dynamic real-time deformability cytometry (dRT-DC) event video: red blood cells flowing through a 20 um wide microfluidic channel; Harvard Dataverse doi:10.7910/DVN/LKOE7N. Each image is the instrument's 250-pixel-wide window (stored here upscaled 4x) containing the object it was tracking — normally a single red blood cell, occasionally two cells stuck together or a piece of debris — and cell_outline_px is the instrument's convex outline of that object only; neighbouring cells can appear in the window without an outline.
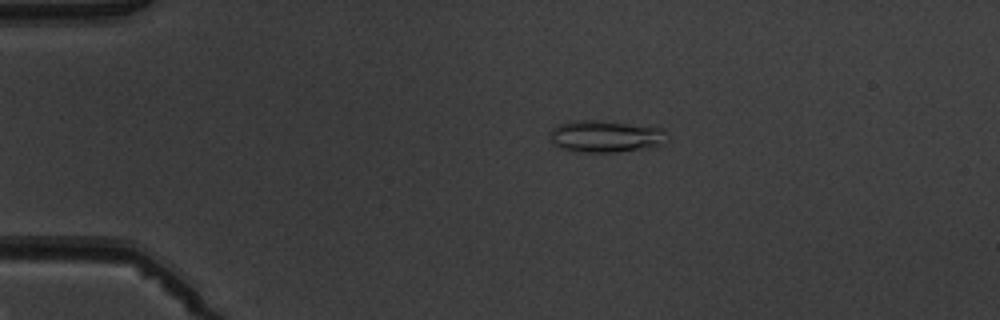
{"species": "common noctule bat (a hibernating species)", "species_latin": "Nyctalus noctula", "temperature_condition": "warm", "stored_images_in_passage": 7, "camera_frame_rate_fps": 3000, "um_per_image_px": 0.085, "animal": {"sex": "male", "body_mass_g": 19.5, "forearm_length_mm": 54.6}, "frame": {"image": 1, "passage_image": 4, "time_ms": 3.333, "image_size_px": [1000, 320], "cell_outline_px": [[664, 132], [660, 144], [652, 148], [620, 152], [580, 152], [560, 148], [552, 144], [548, 132], [556, 124], [568, 120], [604, 120], [664, 128]], "centroid_in_image_um": [51.37, 11.58], "position_along_channel_um": 33.6, "area_um2": 22.2}}
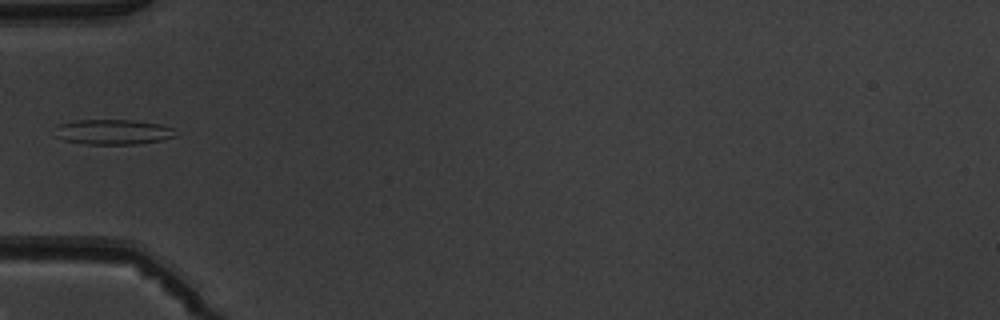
{"frame": {"image": 2, "passage_image": 6, "time_ms": 5.667, "image_size_px": [1000, 320], "cell_outline_px": [[176, 136], [160, 140], [136, 144], [84, 144], [64, 140], [52, 136], [56, 124], [76, 120], [132, 120], [160, 124], [172, 128]], "centroid_in_image_um": [9.5, 11.21], "position_along_channel_um": 75.5, "area_um2": 17.8}}
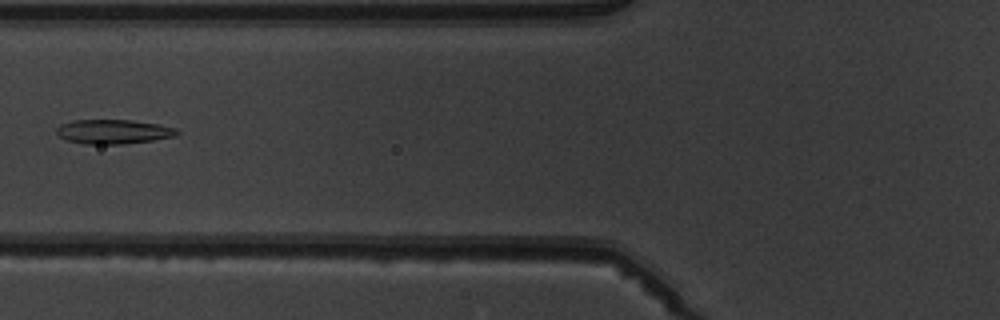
{"frame": {"image": 3, "passage_image": 7, "time_ms": 6.667, "image_size_px": [1000, 320], "cell_outline_px": [[180, 132], [176, 136], [152, 140], [124, 144], [84, 144], [68, 140], [60, 136], [56, 132], [56, 128], [60, 124], [72, 120], [132, 120], [156, 124], [176, 128]], "centroid_in_image_um": [9.63, 11.19], "position_along_channel_um": 116.2, "area_um2": 17.05}}